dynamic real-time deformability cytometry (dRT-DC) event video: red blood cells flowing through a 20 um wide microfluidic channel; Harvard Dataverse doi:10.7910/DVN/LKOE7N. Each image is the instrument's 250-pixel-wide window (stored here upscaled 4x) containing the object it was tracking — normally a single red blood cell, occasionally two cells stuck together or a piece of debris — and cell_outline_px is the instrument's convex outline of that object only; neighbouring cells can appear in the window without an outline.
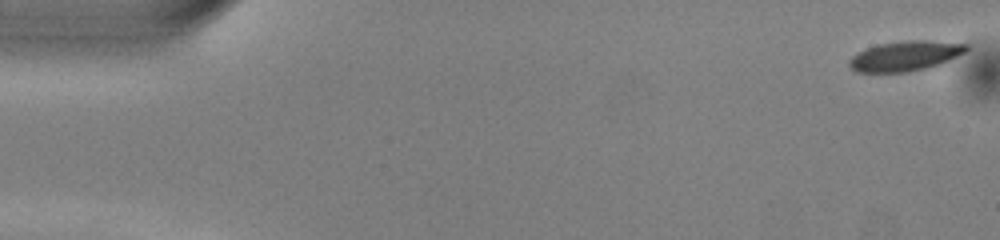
{"species": "common noctule bat (a hibernating species)", "species_latin": "Nyctalus noctula", "temperature_condition": "warm", "stored_images_in_passage": 51, "camera_frame_rate_fps": 3000, "um_per_image_px": 0.085, "animal": {"sex": "male", "body_mass_g": 13.0, "forearm_length_mm": 53.1}, "frame": {"image": 1, "passage_image": 1, "time_ms": 0.0, "image_size_px": [1000, 240], "cell_outline_px": [[968, 48], [964, 52], [940, 64], [928, 68], [908, 72], [856, 72], [848, 64], [848, 60], [856, 52], [880, 44], [908, 40], [924, 40], [968, 44]], "centroid_in_image_um": [76.91, 4.76], "position_along_channel_um": 8.1, "area_um2": 20.29}}
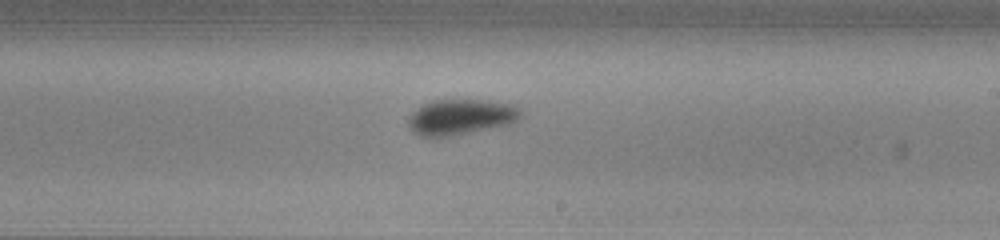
{"frame": {"image": 2, "passage_image": 30, "time_ms": 9.667, "image_size_px": [1000, 240], "cell_outline_px": [[524, 112], [516, 120], [508, 124], [448, 136], [420, 136], [412, 132], [408, 128], [408, 116], [420, 104], [432, 100], [488, 100], [512, 104], [520, 108]], "centroid_in_image_um": [39.12, 9.92], "position_along_channel_um": 249.9, "area_um2": 23.29}}
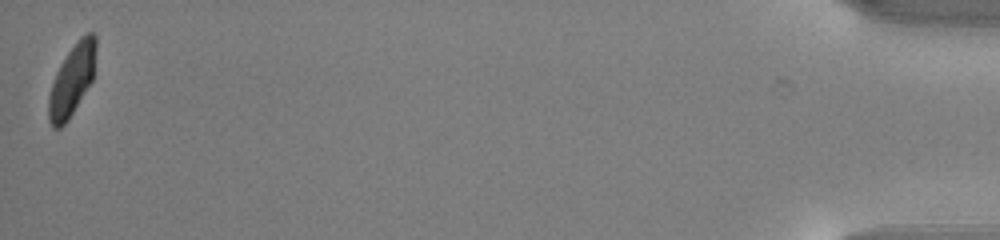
{"frame": {"image": 3, "passage_image": 51, "time_ms": 16.667, "image_size_px": [1000, 240], "cell_outline_px": [[96, 48], [92, 80], [68, 120], [60, 128], [52, 128], [48, 120], [48, 96], [56, 72], [60, 64], [76, 40], [80, 36], [88, 32], [92, 32], [96, 36]], "centroid_in_image_um": [6.1, 6.8], "position_along_channel_um": 429.1, "area_um2": 19.54}, "authors_computed_cell_mechanics": {"area_um2": 21.5016, "velocity_mm_per_s": 3.9822, "shape_relaxation_time_tau1_ms": 3.2773, "shape_relaxation_time_tau2_ms": 5.3554, "deformation_change_tau1": 0.1177, "deformation_change_tau2": 0.062}}